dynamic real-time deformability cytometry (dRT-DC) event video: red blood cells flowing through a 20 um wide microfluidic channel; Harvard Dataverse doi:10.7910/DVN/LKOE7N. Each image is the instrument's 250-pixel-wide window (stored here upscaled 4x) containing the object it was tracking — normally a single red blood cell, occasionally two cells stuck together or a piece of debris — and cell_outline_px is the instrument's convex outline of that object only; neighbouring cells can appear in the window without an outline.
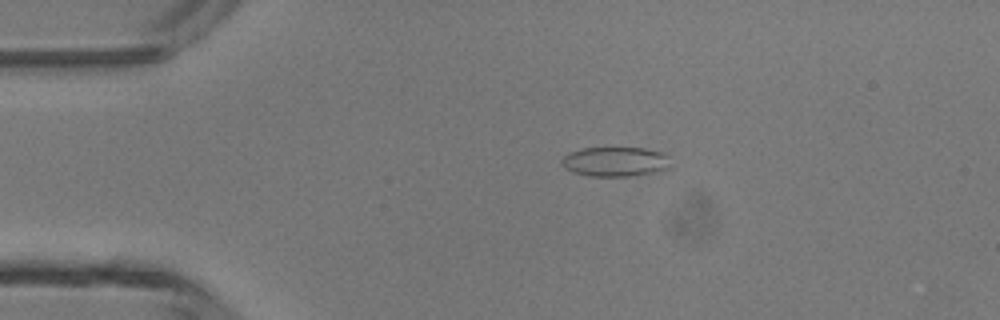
{"species": "common noctule bat (a hibernating species)", "species_latin": "Nyctalus noctula", "temperature_condition": "room temperature", "stored_images_in_passage": 14, "camera_frame_rate_fps": 3000, "um_per_image_px": 0.085, "animal": {"sex": "male", "body_mass_g": 13.3}, "frame": {"image": 1, "passage_image": 1, "time_ms": 0.0, "image_size_px": [1000, 320], "cell_outline_px": [[668, 168], [652, 172], [628, 176], [588, 176], [572, 172], [564, 168], [560, 164], [560, 160], [564, 156], [572, 152], [584, 148], [644, 148], [664, 152]], "centroid_in_image_um": [52.21, 13.74], "position_along_channel_um": 32.8, "area_um2": 18.5}}
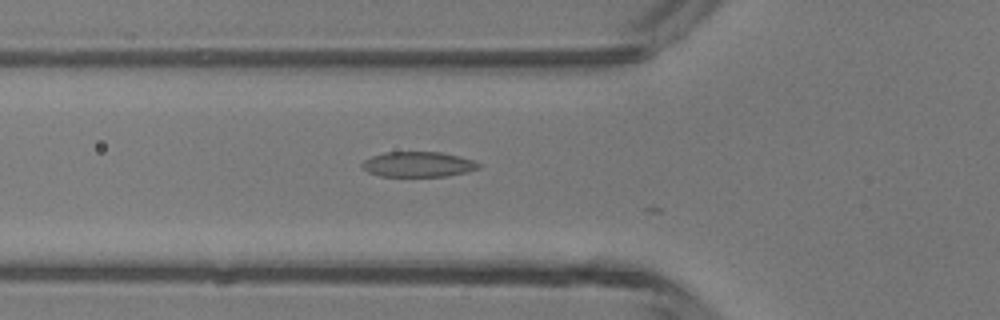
{"frame": {"image": 2, "passage_image": 8, "time_ms": 2.333, "image_size_px": [1000, 320], "cell_outline_px": [[480, 168], [468, 172], [448, 176], [380, 176], [368, 172], [360, 164], [364, 160], [372, 156], [384, 152], [440, 152], [460, 156], [472, 160], [480, 164]], "centroid_in_image_um": [35.55, 13.97], "position_along_channel_um": 90.2, "area_um2": 17.17}}
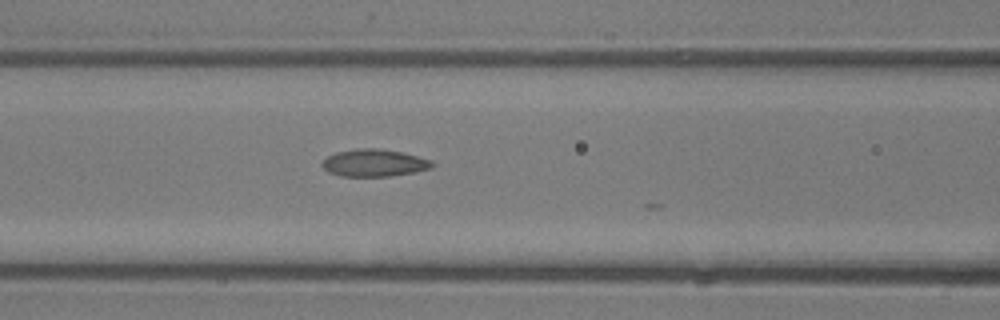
{"frame": {"image": 3, "passage_image": 11, "time_ms": 3.333, "image_size_px": [1000, 320], "cell_outline_px": [[436, 164], [432, 168], [416, 172], [388, 176], [340, 176], [328, 172], [320, 164], [328, 156], [336, 152], [356, 148], [376, 148], [400, 152], [432, 160]], "centroid_in_image_um": [31.81, 13.85], "position_along_channel_um": 134.8, "area_um2": 17.51}}